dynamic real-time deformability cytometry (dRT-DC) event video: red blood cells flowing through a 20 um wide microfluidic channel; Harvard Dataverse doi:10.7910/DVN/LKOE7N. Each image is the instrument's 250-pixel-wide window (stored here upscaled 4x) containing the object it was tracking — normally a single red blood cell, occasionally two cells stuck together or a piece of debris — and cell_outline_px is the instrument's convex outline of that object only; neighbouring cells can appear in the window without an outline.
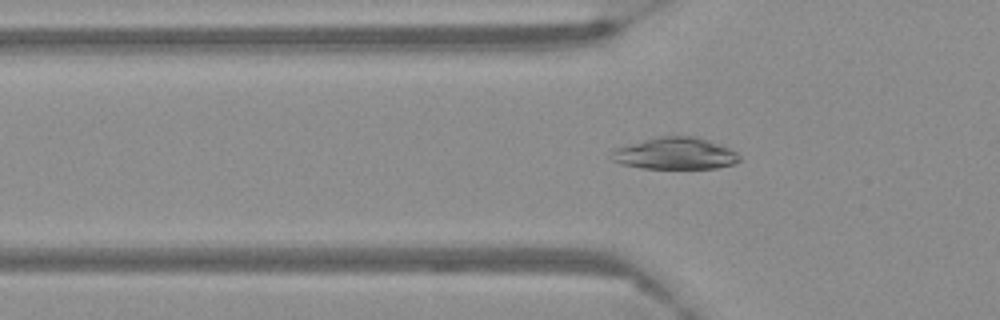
{"species": "Egyptian fruit bat (a non-hibernating species)", "species_latin": "Rousettus aegyptiacus", "temperature_condition": "warm", "stored_images_in_passage": 57, "camera_frame_rate_fps": 3000, "um_per_image_px": 0.085, "frame": {"image": 1, "passage_image": 20, "time_ms": 6.333, "image_size_px": [1000, 320], "cell_outline_px": [[740, 160], [732, 164], [716, 168], [644, 168], [620, 164], [612, 160], [612, 148], [660, 136], [696, 136], [708, 140], [728, 148], [736, 152], [740, 156]], "centroid_in_image_um": [57.36, 13.04], "position_along_channel_um": 68.4, "area_um2": 23.58}}
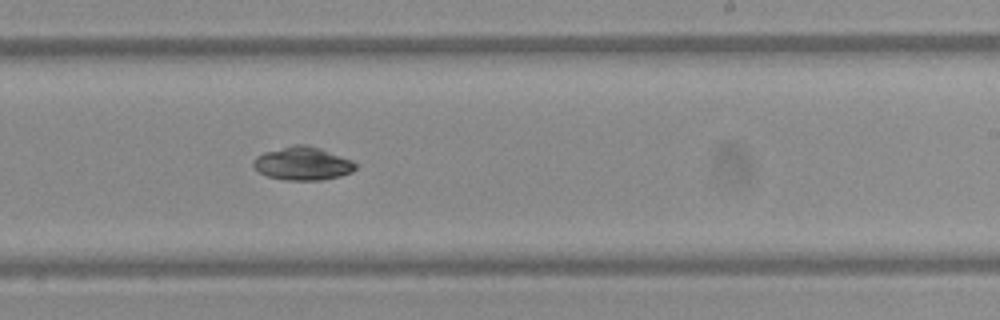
{"frame": {"image": 2, "passage_image": 37, "time_ms": 12.0, "image_size_px": [1000, 320], "cell_outline_px": [[356, 168], [352, 172], [340, 176], [324, 180], [284, 180], [268, 176], [260, 172], [252, 164], [252, 160], [256, 156], [264, 152], [292, 144], [304, 144], [320, 148], [352, 160], [356, 164]], "centroid_in_image_um": [25.72, 13.89], "position_along_channel_um": 263.3, "area_um2": 19.88}}
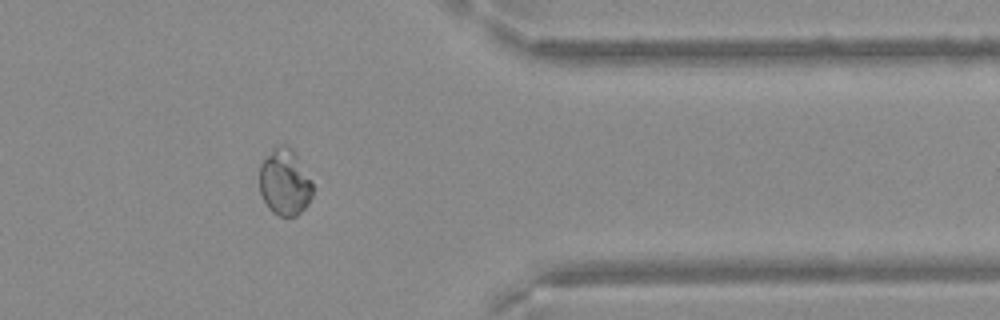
{"frame": {"image": 3, "passage_image": 49, "time_ms": 16.0, "image_size_px": [1000, 320], "cell_outline_px": [[312, 196], [308, 204], [296, 216], [280, 216], [272, 212], [268, 208], [260, 192], [260, 164], [264, 156], [276, 144], [288, 144], [292, 148], [312, 184]], "centroid_in_image_um": [24.17, 15.46], "position_along_channel_um": 387.2, "area_um2": 20.63}}